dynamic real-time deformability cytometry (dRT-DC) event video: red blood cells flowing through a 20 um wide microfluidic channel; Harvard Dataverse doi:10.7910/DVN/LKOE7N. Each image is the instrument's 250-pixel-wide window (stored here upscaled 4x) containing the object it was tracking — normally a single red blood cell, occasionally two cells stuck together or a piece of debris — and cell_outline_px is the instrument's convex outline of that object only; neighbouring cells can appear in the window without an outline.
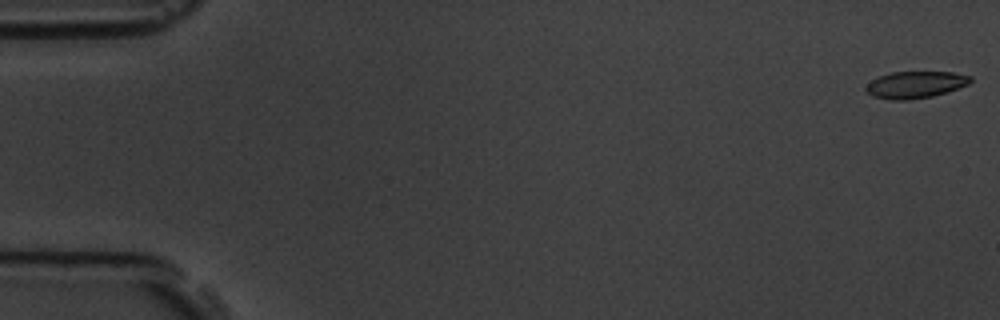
{"species": "common noctule bat (a hibernating species)", "species_latin": "Nyctalus noctula", "temperature_condition": "room temperature", "stored_images_in_passage": 5, "camera_frame_rate_fps": 3000, "um_per_image_px": 0.085, "animal": {"sex": "male", "body_mass_g": 19.5, "forearm_length_mm": 54.6}, "frame": {"image": 1, "passage_image": 1, "time_ms": 0.0, "image_size_px": [1000, 320], "cell_outline_px": [[972, 80], [968, 84], [932, 96], [908, 100], [888, 100], [872, 96], [864, 88], [876, 76], [892, 72], [952, 72], [972, 76]], "centroid_in_image_um": [77.76, 7.19], "position_along_channel_um": 7.2, "area_um2": 16.3}}
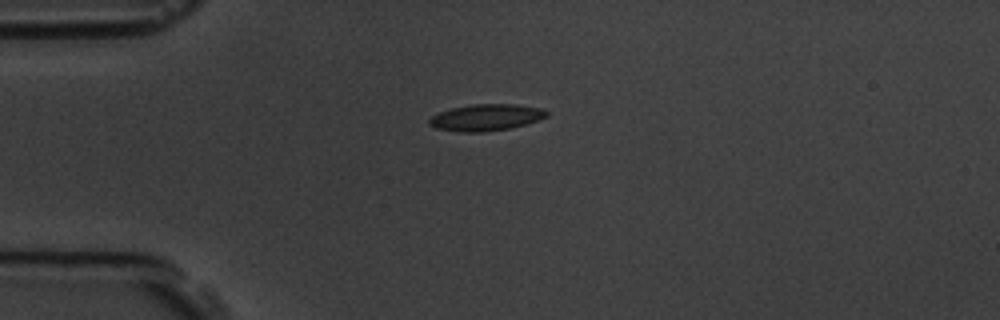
{"frame": {"image": 2, "passage_image": 4, "time_ms": 4.333, "image_size_px": [1000, 320], "cell_outline_px": [[548, 116], [540, 120], [528, 124], [508, 128], [484, 132], [460, 132], [436, 128], [428, 124], [428, 120], [432, 116], [440, 112], [452, 108], [472, 104], [516, 104], [540, 108], [548, 112]], "centroid_in_image_um": [41.33, 9.98], "position_along_channel_um": 43.7, "area_um2": 18.21}}